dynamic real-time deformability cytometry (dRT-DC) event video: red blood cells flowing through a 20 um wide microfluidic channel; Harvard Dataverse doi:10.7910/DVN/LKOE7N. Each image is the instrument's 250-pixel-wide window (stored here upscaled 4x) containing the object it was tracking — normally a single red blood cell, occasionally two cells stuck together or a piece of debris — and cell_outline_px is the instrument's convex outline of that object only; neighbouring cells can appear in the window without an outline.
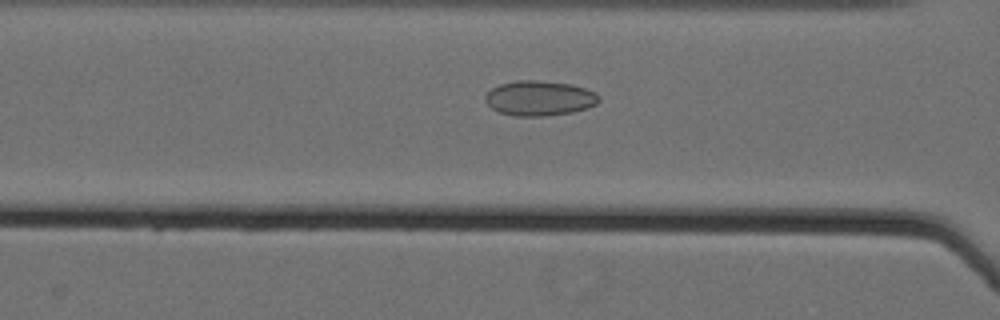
{"species": "Egyptian fruit bat (a non-hibernating species)", "species_latin": "Rousettus aegyptiacus", "temperature_condition": "cold", "stored_images_in_passage": 60, "camera_frame_rate_fps": 3000, "um_per_image_px": 0.085, "animal": {"sex": "female"}, "frame": {"image": 1, "passage_image": 29, "time_ms": 9.333, "image_size_px": [1000, 320], "cell_outline_px": [[600, 100], [596, 104], [588, 108], [572, 112], [544, 116], [516, 116], [500, 112], [492, 108], [484, 100], [484, 96], [492, 88], [500, 84], [516, 80], [532, 80], [572, 84], [596, 92], [600, 96]], "centroid_in_image_um": [45.87, 8.34], "position_along_channel_um": 120.7, "area_um2": 23.18}}
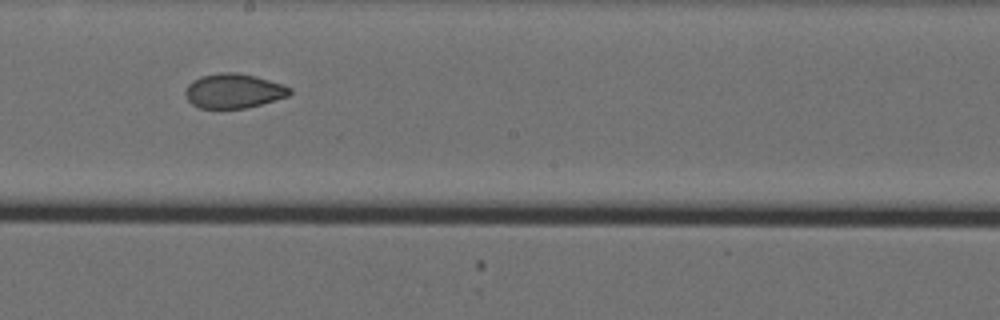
{"frame": {"image": 2, "passage_image": 38, "time_ms": 12.333, "image_size_px": [1000, 320], "cell_outline_px": [[292, 92], [288, 96], [260, 104], [244, 108], [200, 108], [192, 104], [188, 100], [184, 92], [188, 84], [192, 80], [200, 76], [220, 72], [236, 72], [256, 76], [292, 88]], "centroid_in_image_um": [19.82, 7.72], "position_along_channel_um": 228.4, "area_um2": 20.92}}
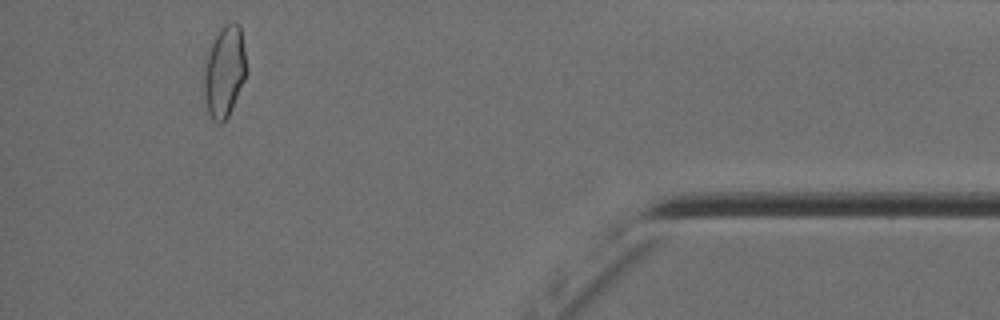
{"frame": {"image": 3, "passage_image": 57, "time_ms": 18.667, "image_size_px": [1000, 320], "cell_outline_px": [[248, 72], [228, 116], [220, 124], [212, 120], [208, 112], [204, 96], [204, 68], [212, 44], [220, 28], [224, 24], [232, 20], [240, 24]], "centroid_in_image_um": [19.1, 6.06], "position_along_channel_um": 416.1, "area_um2": 22.54}, "authors_computed_cell_mechanics": {"area_um2": 23.0911, "velocity_mm_per_s": 3.5602, "shape_relaxation_time_tau1_ms": null, "shape_relaxation_time_tau2_ms": 2.4397, "deformation_change_tau1": null, "deformation_change_tau2": 0.0665}}